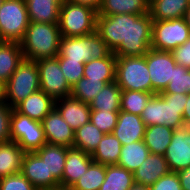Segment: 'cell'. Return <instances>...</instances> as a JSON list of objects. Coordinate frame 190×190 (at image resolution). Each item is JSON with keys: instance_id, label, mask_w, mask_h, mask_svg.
I'll return each mask as SVG.
<instances>
[{"instance_id": "6da1fadb", "label": "cell", "mask_w": 190, "mask_h": 190, "mask_svg": "<svg viewBox=\"0 0 190 190\" xmlns=\"http://www.w3.org/2000/svg\"><path fill=\"white\" fill-rule=\"evenodd\" d=\"M150 13L97 15L96 32L116 57L144 56L151 48Z\"/></svg>"}, {"instance_id": "7a4b0ae2", "label": "cell", "mask_w": 190, "mask_h": 190, "mask_svg": "<svg viewBox=\"0 0 190 190\" xmlns=\"http://www.w3.org/2000/svg\"><path fill=\"white\" fill-rule=\"evenodd\" d=\"M186 101L187 94L157 93L150 98L140 116L146 126L165 125L175 130L185 126Z\"/></svg>"}, {"instance_id": "3957f363", "label": "cell", "mask_w": 190, "mask_h": 190, "mask_svg": "<svg viewBox=\"0 0 190 190\" xmlns=\"http://www.w3.org/2000/svg\"><path fill=\"white\" fill-rule=\"evenodd\" d=\"M61 38L58 23L30 22L20 42L24 59L36 61L57 57Z\"/></svg>"}, {"instance_id": "277c9868", "label": "cell", "mask_w": 190, "mask_h": 190, "mask_svg": "<svg viewBox=\"0 0 190 190\" xmlns=\"http://www.w3.org/2000/svg\"><path fill=\"white\" fill-rule=\"evenodd\" d=\"M39 90L40 78L36 61L23 59L4 84V101L14 108L29 95Z\"/></svg>"}, {"instance_id": "5b68a950", "label": "cell", "mask_w": 190, "mask_h": 190, "mask_svg": "<svg viewBox=\"0 0 190 190\" xmlns=\"http://www.w3.org/2000/svg\"><path fill=\"white\" fill-rule=\"evenodd\" d=\"M97 11L86 5L62 0L59 29L62 37H79L96 31Z\"/></svg>"}, {"instance_id": "8992f818", "label": "cell", "mask_w": 190, "mask_h": 190, "mask_svg": "<svg viewBox=\"0 0 190 190\" xmlns=\"http://www.w3.org/2000/svg\"><path fill=\"white\" fill-rule=\"evenodd\" d=\"M110 52L104 40L95 31L85 36L62 37L57 57L69 58L85 64L91 59L104 58Z\"/></svg>"}, {"instance_id": "52a82bcc", "label": "cell", "mask_w": 190, "mask_h": 190, "mask_svg": "<svg viewBox=\"0 0 190 190\" xmlns=\"http://www.w3.org/2000/svg\"><path fill=\"white\" fill-rule=\"evenodd\" d=\"M115 82L121 90L152 93L146 54L144 56L116 57Z\"/></svg>"}, {"instance_id": "ba28073f", "label": "cell", "mask_w": 190, "mask_h": 190, "mask_svg": "<svg viewBox=\"0 0 190 190\" xmlns=\"http://www.w3.org/2000/svg\"><path fill=\"white\" fill-rule=\"evenodd\" d=\"M29 23L25 0H4L0 5V41L20 43Z\"/></svg>"}, {"instance_id": "9c48e42d", "label": "cell", "mask_w": 190, "mask_h": 190, "mask_svg": "<svg viewBox=\"0 0 190 190\" xmlns=\"http://www.w3.org/2000/svg\"><path fill=\"white\" fill-rule=\"evenodd\" d=\"M10 135L11 141L16 142L24 152H35L47 143L42 123L18 113L14 108Z\"/></svg>"}, {"instance_id": "30bf717a", "label": "cell", "mask_w": 190, "mask_h": 190, "mask_svg": "<svg viewBox=\"0 0 190 190\" xmlns=\"http://www.w3.org/2000/svg\"><path fill=\"white\" fill-rule=\"evenodd\" d=\"M190 37V28L185 18L152 22L151 48L172 51Z\"/></svg>"}, {"instance_id": "8fae6325", "label": "cell", "mask_w": 190, "mask_h": 190, "mask_svg": "<svg viewBox=\"0 0 190 190\" xmlns=\"http://www.w3.org/2000/svg\"><path fill=\"white\" fill-rule=\"evenodd\" d=\"M39 69L40 90L54 101L71 95L72 87L60 69L58 57L36 60Z\"/></svg>"}, {"instance_id": "7c38bea8", "label": "cell", "mask_w": 190, "mask_h": 190, "mask_svg": "<svg viewBox=\"0 0 190 190\" xmlns=\"http://www.w3.org/2000/svg\"><path fill=\"white\" fill-rule=\"evenodd\" d=\"M146 63L150 73L152 93L164 91L172 79L173 68L177 65L171 51L150 48L146 53Z\"/></svg>"}, {"instance_id": "4fadbf2b", "label": "cell", "mask_w": 190, "mask_h": 190, "mask_svg": "<svg viewBox=\"0 0 190 190\" xmlns=\"http://www.w3.org/2000/svg\"><path fill=\"white\" fill-rule=\"evenodd\" d=\"M164 157L171 172L190 166V127L175 129Z\"/></svg>"}, {"instance_id": "5bb4252c", "label": "cell", "mask_w": 190, "mask_h": 190, "mask_svg": "<svg viewBox=\"0 0 190 190\" xmlns=\"http://www.w3.org/2000/svg\"><path fill=\"white\" fill-rule=\"evenodd\" d=\"M21 173L37 190H53L60 187V183L54 177H47L46 164L35 152H25Z\"/></svg>"}, {"instance_id": "9a60e30c", "label": "cell", "mask_w": 190, "mask_h": 190, "mask_svg": "<svg viewBox=\"0 0 190 190\" xmlns=\"http://www.w3.org/2000/svg\"><path fill=\"white\" fill-rule=\"evenodd\" d=\"M41 123L47 143L73 147L75 131L55 108L43 118Z\"/></svg>"}, {"instance_id": "2e32d148", "label": "cell", "mask_w": 190, "mask_h": 190, "mask_svg": "<svg viewBox=\"0 0 190 190\" xmlns=\"http://www.w3.org/2000/svg\"><path fill=\"white\" fill-rule=\"evenodd\" d=\"M54 108L74 131L90 122L91 108L89 104L71 95L56 100Z\"/></svg>"}, {"instance_id": "e0dca14e", "label": "cell", "mask_w": 190, "mask_h": 190, "mask_svg": "<svg viewBox=\"0 0 190 190\" xmlns=\"http://www.w3.org/2000/svg\"><path fill=\"white\" fill-rule=\"evenodd\" d=\"M146 127L141 116L120 110L112 134L120 140L122 145H126L143 140Z\"/></svg>"}, {"instance_id": "ac0fdd59", "label": "cell", "mask_w": 190, "mask_h": 190, "mask_svg": "<svg viewBox=\"0 0 190 190\" xmlns=\"http://www.w3.org/2000/svg\"><path fill=\"white\" fill-rule=\"evenodd\" d=\"M93 162L90 154L81 149L69 147L67 149L64 173L62 180L59 182L60 187L71 188Z\"/></svg>"}, {"instance_id": "d6986e66", "label": "cell", "mask_w": 190, "mask_h": 190, "mask_svg": "<svg viewBox=\"0 0 190 190\" xmlns=\"http://www.w3.org/2000/svg\"><path fill=\"white\" fill-rule=\"evenodd\" d=\"M169 172L170 169L164 155L150 153L147 159L133 172L134 182L150 187Z\"/></svg>"}, {"instance_id": "ffe728a7", "label": "cell", "mask_w": 190, "mask_h": 190, "mask_svg": "<svg viewBox=\"0 0 190 190\" xmlns=\"http://www.w3.org/2000/svg\"><path fill=\"white\" fill-rule=\"evenodd\" d=\"M68 147L45 143L35 153L45 162L47 177H54L58 182L62 180Z\"/></svg>"}, {"instance_id": "44dd1931", "label": "cell", "mask_w": 190, "mask_h": 190, "mask_svg": "<svg viewBox=\"0 0 190 190\" xmlns=\"http://www.w3.org/2000/svg\"><path fill=\"white\" fill-rule=\"evenodd\" d=\"M55 101L39 90L18 103L14 109L31 119L42 121L43 118L54 108Z\"/></svg>"}, {"instance_id": "7402d4cb", "label": "cell", "mask_w": 190, "mask_h": 190, "mask_svg": "<svg viewBox=\"0 0 190 190\" xmlns=\"http://www.w3.org/2000/svg\"><path fill=\"white\" fill-rule=\"evenodd\" d=\"M150 13V0H101L97 15H144Z\"/></svg>"}, {"instance_id": "603a6c76", "label": "cell", "mask_w": 190, "mask_h": 190, "mask_svg": "<svg viewBox=\"0 0 190 190\" xmlns=\"http://www.w3.org/2000/svg\"><path fill=\"white\" fill-rule=\"evenodd\" d=\"M30 22L59 23L62 0H25Z\"/></svg>"}, {"instance_id": "cb8c5ba5", "label": "cell", "mask_w": 190, "mask_h": 190, "mask_svg": "<svg viewBox=\"0 0 190 190\" xmlns=\"http://www.w3.org/2000/svg\"><path fill=\"white\" fill-rule=\"evenodd\" d=\"M24 59L21 44L0 41V82L4 85Z\"/></svg>"}, {"instance_id": "d4e9b609", "label": "cell", "mask_w": 190, "mask_h": 190, "mask_svg": "<svg viewBox=\"0 0 190 190\" xmlns=\"http://www.w3.org/2000/svg\"><path fill=\"white\" fill-rule=\"evenodd\" d=\"M190 6L188 0H151L150 15L153 21L183 18Z\"/></svg>"}, {"instance_id": "484cf974", "label": "cell", "mask_w": 190, "mask_h": 190, "mask_svg": "<svg viewBox=\"0 0 190 190\" xmlns=\"http://www.w3.org/2000/svg\"><path fill=\"white\" fill-rule=\"evenodd\" d=\"M116 56L111 51L101 59H91L85 63L84 77L90 80H101L106 83L115 81Z\"/></svg>"}, {"instance_id": "4316f807", "label": "cell", "mask_w": 190, "mask_h": 190, "mask_svg": "<svg viewBox=\"0 0 190 190\" xmlns=\"http://www.w3.org/2000/svg\"><path fill=\"white\" fill-rule=\"evenodd\" d=\"M24 154L14 141L0 143V178L20 173Z\"/></svg>"}, {"instance_id": "83f0119b", "label": "cell", "mask_w": 190, "mask_h": 190, "mask_svg": "<svg viewBox=\"0 0 190 190\" xmlns=\"http://www.w3.org/2000/svg\"><path fill=\"white\" fill-rule=\"evenodd\" d=\"M122 144L112 133L104 134L98 147L91 155L94 162L103 165L117 164L121 154Z\"/></svg>"}, {"instance_id": "f1b7e54d", "label": "cell", "mask_w": 190, "mask_h": 190, "mask_svg": "<svg viewBox=\"0 0 190 190\" xmlns=\"http://www.w3.org/2000/svg\"><path fill=\"white\" fill-rule=\"evenodd\" d=\"M174 129L165 125L147 126L143 142L152 154L164 155L171 142Z\"/></svg>"}, {"instance_id": "f546056e", "label": "cell", "mask_w": 190, "mask_h": 190, "mask_svg": "<svg viewBox=\"0 0 190 190\" xmlns=\"http://www.w3.org/2000/svg\"><path fill=\"white\" fill-rule=\"evenodd\" d=\"M121 88L113 81L104 85L103 89L90 102L91 110L120 111Z\"/></svg>"}, {"instance_id": "4dcf8cb0", "label": "cell", "mask_w": 190, "mask_h": 190, "mask_svg": "<svg viewBox=\"0 0 190 190\" xmlns=\"http://www.w3.org/2000/svg\"><path fill=\"white\" fill-rule=\"evenodd\" d=\"M150 154L143 140L122 145L121 154L117 165L134 172Z\"/></svg>"}, {"instance_id": "1f68e13d", "label": "cell", "mask_w": 190, "mask_h": 190, "mask_svg": "<svg viewBox=\"0 0 190 190\" xmlns=\"http://www.w3.org/2000/svg\"><path fill=\"white\" fill-rule=\"evenodd\" d=\"M104 134L93 123L88 122L74 132L73 147L92 155Z\"/></svg>"}, {"instance_id": "d6a6232c", "label": "cell", "mask_w": 190, "mask_h": 190, "mask_svg": "<svg viewBox=\"0 0 190 190\" xmlns=\"http://www.w3.org/2000/svg\"><path fill=\"white\" fill-rule=\"evenodd\" d=\"M134 183L132 172L117 164L106 165V177L99 190H129Z\"/></svg>"}, {"instance_id": "836d02e7", "label": "cell", "mask_w": 190, "mask_h": 190, "mask_svg": "<svg viewBox=\"0 0 190 190\" xmlns=\"http://www.w3.org/2000/svg\"><path fill=\"white\" fill-rule=\"evenodd\" d=\"M106 177V165L93 162L74 183L72 190H99Z\"/></svg>"}, {"instance_id": "e575fe53", "label": "cell", "mask_w": 190, "mask_h": 190, "mask_svg": "<svg viewBox=\"0 0 190 190\" xmlns=\"http://www.w3.org/2000/svg\"><path fill=\"white\" fill-rule=\"evenodd\" d=\"M153 95L144 91L122 90L120 110L140 116Z\"/></svg>"}, {"instance_id": "d590c367", "label": "cell", "mask_w": 190, "mask_h": 190, "mask_svg": "<svg viewBox=\"0 0 190 190\" xmlns=\"http://www.w3.org/2000/svg\"><path fill=\"white\" fill-rule=\"evenodd\" d=\"M105 84L107 83L101 80H90L83 77L72 86L71 96L90 104Z\"/></svg>"}, {"instance_id": "8d00e7d4", "label": "cell", "mask_w": 190, "mask_h": 190, "mask_svg": "<svg viewBox=\"0 0 190 190\" xmlns=\"http://www.w3.org/2000/svg\"><path fill=\"white\" fill-rule=\"evenodd\" d=\"M160 93L190 94V70L176 65L173 68L172 79L165 90Z\"/></svg>"}, {"instance_id": "74e56055", "label": "cell", "mask_w": 190, "mask_h": 190, "mask_svg": "<svg viewBox=\"0 0 190 190\" xmlns=\"http://www.w3.org/2000/svg\"><path fill=\"white\" fill-rule=\"evenodd\" d=\"M118 113L103 110H91L90 122L98 127L103 133H112L118 121Z\"/></svg>"}, {"instance_id": "f35d334b", "label": "cell", "mask_w": 190, "mask_h": 190, "mask_svg": "<svg viewBox=\"0 0 190 190\" xmlns=\"http://www.w3.org/2000/svg\"><path fill=\"white\" fill-rule=\"evenodd\" d=\"M58 59L60 63V69L62 70L64 77L71 87L84 77V63L70 60L69 58Z\"/></svg>"}, {"instance_id": "ab89813d", "label": "cell", "mask_w": 190, "mask_h": 190, "mask_svg": "<svg viewBox=\"0 0 190 190\" xmlns=\"http://www.w3.org/2000/svg\"><path fill=\"white\" fill-rule=\"evenodd\" d=\"M0 190H37L22 173L0 178Z\"/></svg>"}, {"instance_id": "60d3db41", "label": "cell", "mask_w": 190, "mask_h": 190, "mask_svg": "<svg viewBox=\"0 0 190 190\" xmlns=\"http://www.w3.org/2000/svg\"><path fill=\"white\" fill-rule=\"evenodd\" d=\"M13 108L4 100L0 101V143L11 141L10 124Z\"/></svg>"}, {"instance_id": "b9f144b4", "label": "cell", "mask_w": 190, "mask_h": 190, "mask_svg": "<svg viewBox=\"0 0 190 190\" xmlns=\"http://www.w3.org/2000/svg\"><path fill=\"white\" fill-rule=\"evenodd\" d=\"M150 190H182L177 172H169L160 177L152 186Z\"/></svg>"}, {"instance_id": "7bdbcfd3", "label": "cell", "mask_w": 190, "mask_h": 190, "mask_svg": "<svg viewBox=\"0 0 190 190\" xmlns=\"http://www.w3.org/2000/svg\"><path fill=\"white\" fill-rule=\"evenodd\" d=\"M177 65L190 70V37L176 49L171 51Z\"/></svg>"}, {"instance_id": "ee69618b", "label": "cell", "mask_w": 190, "mask_h": 190, "mask_svg": "<svg viewBox=\"0 0 190 190\" xmlns=\"http://www.w3.org/2000/svg\"><path fill=\"white\" fill-rule=\"evenodd\" d=\"M182 190H190V166L177 172Z\"/></svg>"}, {"instance_id": "f6af8a7d", "label": "cell", "mask_w": 190, "mask_h": 190, "mask_svg": "<svg viewBox=\"0 0 190 190\" xmlns=\"http://www.w3.org/2000/svg\"><path fill=\"white\" fill-rule=\"evenodd\" d=\"M68 1L89 6L91 8H94L96 11H98L101 2V0H68Z\"/></svg>"}, {"instance_id": "bcb514c9", "label": "cell", "mask_w": 190, "mask_h": 190, "mask_svg": "<svg viewBox=\"0 0 190 190\" xmlns=\"http://www.w3.org/2000/svg\"><path fill=\"white\" fill-rule=\"evenodd\" d=\"M184 125L190 127V94L187 95L186 105L183 111Z\"/></svg>"}, {"instance_id": "7dc6e473", "label": "cell", "mask_w": 190, "mask_h": 190, "mask_svg": "<svg viewBox=\"0 0 190 190\" xmlns=\"http://www.w3.org/2000/svg\"><path fill=\"white\" fill-rule=\"evenodd\" d=\"M129 190H150V187L143 184L134 183Z\"/></svg>"}, {"instance_id": "c3c4849f", "label": "cell", "mask_w": 190, "mask_h": 190, "mask_svg": "<svg viewBox=\"0 0 190 190\" xmlns=\"http://www.w3.org/2000/svg\"><path fill=\"white\" fill-rule=\"evenodd\" d=\"M184 18H185V21H186V23L188 24V26L190 28V6H189V8L187 10V13L185 14Z\"/></svg>"}, {"instance_id": "681fc988", "label": "cell", "mask_w": 190, "mask_h": 190, "mask_svg": "<svg viewBox=\"0 0 190 190\" xmlns=\"http://www.w3.org/2000/svg\"><path fill=\"white\" fill-rule=\"evenodd\" d=\"M4 100V85L0 82V101Z\"/></svg>"}, {"instance_id": "f907efd6", "label": "cell", "mask_w": 190, "mask_h": 190, "mask_svg": "<svg viewBox=\"0 0 190 190\" xmlns=\"http://www.w3.org/2000/svg\"><path fill=\"white\" fill-rule=\"evenodd\" d=\"M53 190H72L71 188H63V187H58Z\"/></svg>"}]
</instances>
